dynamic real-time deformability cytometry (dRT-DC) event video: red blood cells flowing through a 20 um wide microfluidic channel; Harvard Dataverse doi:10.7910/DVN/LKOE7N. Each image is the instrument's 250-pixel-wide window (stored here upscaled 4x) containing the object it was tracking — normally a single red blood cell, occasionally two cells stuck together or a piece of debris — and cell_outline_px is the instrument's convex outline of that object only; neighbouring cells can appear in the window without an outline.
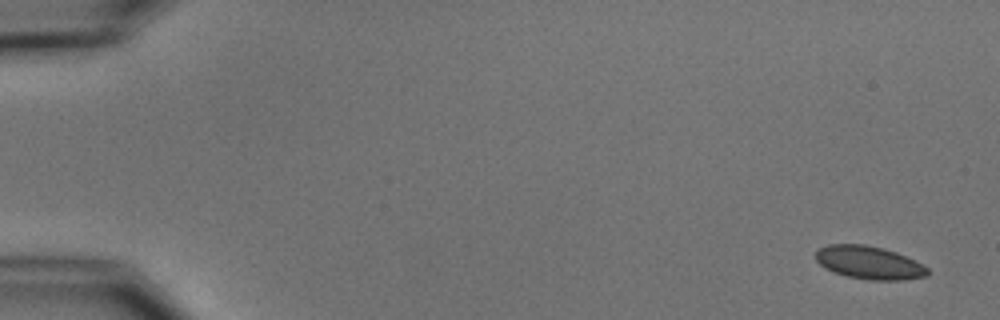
{"species": "common noctule bat (a hibernating species)", "species_latin": "Nyctalus noctula", "temperature_condition": "cold", "stored_images_in_passage": 6, "camera_frame_rate_fps": 3000, "um_per_image_px": 0.085, "animal": {"sex": "male", "body_mass_g": 15.6}, "frame": {"image": 1, "passage_image": 1, "time_ms": 0.0, "image_size_px": [1000, 320], "cell_outline_px": [[928, 276], [904, 280], [868, 280], [848, 276], [824, 268], [816, 260], [816, 252], [820, 248], [828, 244], [864, 244], [884, 248], [896, 252], [916, 260], [928, 268]], "centroid_in_image_um": [73.9, 22.32], "position_along_channel_um": 11.1, "area_um2": 21.62}}
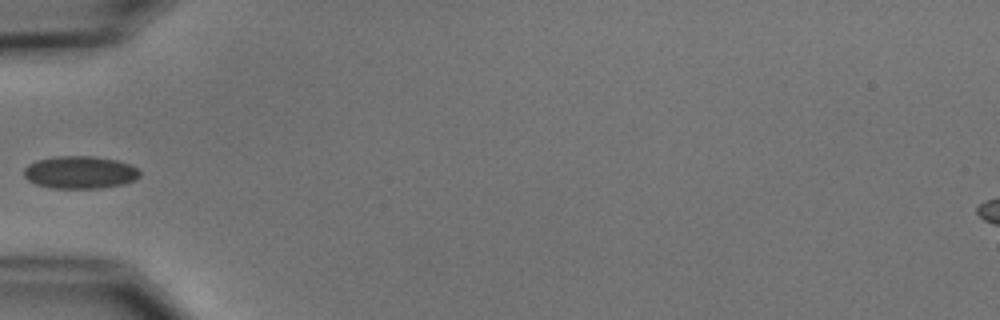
{"frame": {"image": 2, "passage_image": 5, "time_ms": 5.667, "image_size_px": [1000, 320], "cell_outline_px": [[140, 176], [136, 180], [124, 184], [100, 188], [52, 188], [36, 184], [28, 180], [24, 176], [24, 168], [28, 164], [36, 160], [56, 156], [92, 156], [116, 160], [128, 164], [136, 168], [140, 172]], "centroid_in_image_um": [6.79, 14.65], "position_along_channel_um": 78.2, "area_um2": 22.02}}